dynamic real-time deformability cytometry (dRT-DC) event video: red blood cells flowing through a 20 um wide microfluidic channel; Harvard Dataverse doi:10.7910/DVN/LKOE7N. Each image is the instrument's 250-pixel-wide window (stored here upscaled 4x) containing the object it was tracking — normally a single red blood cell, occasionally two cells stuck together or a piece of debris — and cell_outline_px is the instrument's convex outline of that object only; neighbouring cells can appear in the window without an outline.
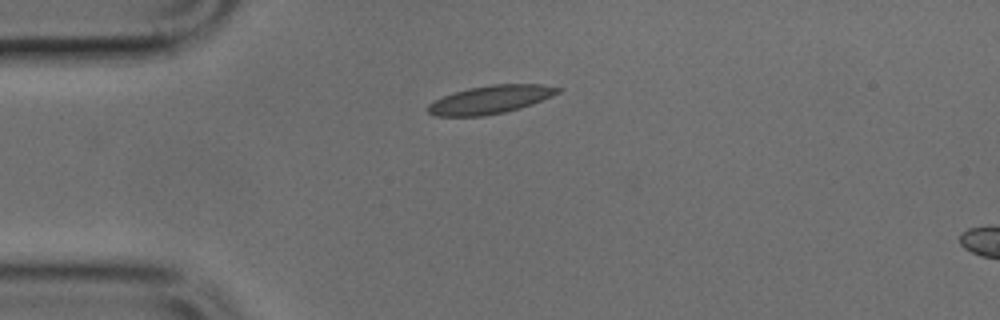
{"species": "common noctule bat (a hibernating species)", "species_latin": "Nyctalus noctula", "temperature_condition": "cold", "stored_images_in_passage": 7, "camera_frame_rate_fps": 3000, "um_per_image_px": 0.085, "animal": {"sex": "male", "body_mass_g": 17.9, "forearm_length_mm": 54.2}, "frame": {"image": 1, "passage_image": 4, "time_ms": 1.0, "image_size_px": [1000, 320], "cell_outline_px": [[564, 88], [560, 92], [552, 96], [532, 104], [520, 108], [504, 112], [484, 116], [436, 116], [428, 112], [428, 104], [452, 92], [468, 88], [492, 84], [544, 84]], "centroid_in_image_um": [41.72, 8.45], "position_along_channel_um": 43.3, "area_um2": 21.39}}
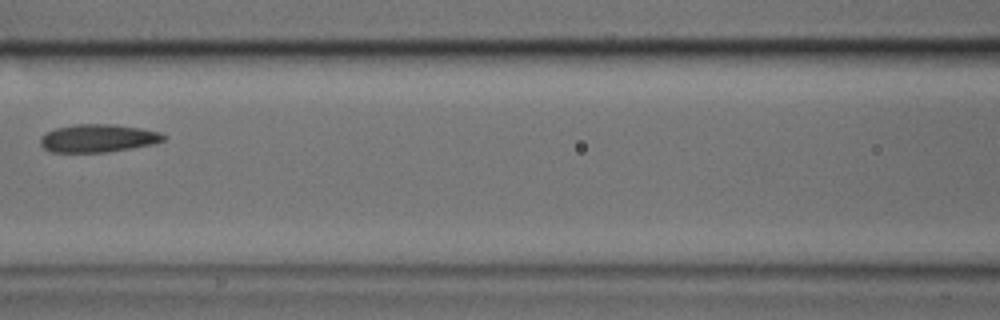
{"frame": {"image": 2, "passage_image": 7, "time_ms": 2.0, "image_size_px": [1000, 320], "cell_outline_px": [[168, 136], [164, 140], [152, 144], [132, 148], [108, 152], [52, 152], [44, 148], [40, 144], [40, 136], [56, 128], [76, 124], [112, 124], [140, 128], [160, 132]], "centroid_in_image_um": [8.34, 11.75], "position_along_channel_um": 158.3, "area_um2": 20.06}}